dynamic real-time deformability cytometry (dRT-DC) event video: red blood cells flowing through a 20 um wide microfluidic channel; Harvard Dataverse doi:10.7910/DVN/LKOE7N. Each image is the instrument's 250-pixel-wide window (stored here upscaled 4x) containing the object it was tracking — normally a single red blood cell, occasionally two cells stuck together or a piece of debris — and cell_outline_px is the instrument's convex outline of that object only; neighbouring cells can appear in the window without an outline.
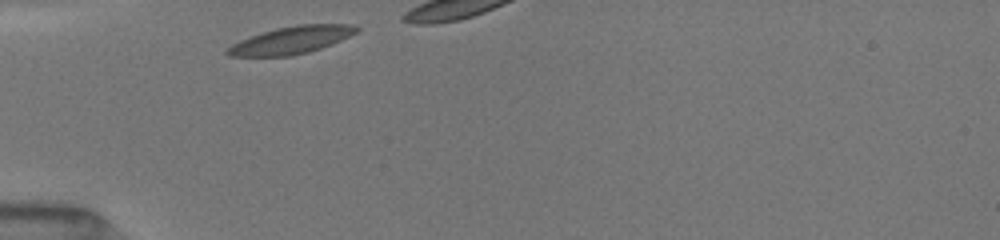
{"species": "common noctule bat (a hibernating species)", "species_latin": "Nyctalus noctula", "temperature_condition": "room temperature", "stored_images_in_passage": 2, "camera_frame_rate_fps": 3000, "um_per_image_px": 0.085, "animal": {"sex": "female", "body_mass_g": 19.5, "forearm_length_mm": 54.1}, "frame": {"image": 1, "passage_image": 1, "time_ms": 0.0, "image_size_px": [1000, 240], "cell_outline_px": [[360, 28], [356, 32], [340, 40], [320, 48], [308, 52], [292, 56], [228, 56], [224, 52], [232, 44], [240, 40], [276, 28], [300, 24], [356, 24]], "centroid_in_image_um": [24.76, 3.41], "position_along_channel_um": 60.2, "area_um2": 20.4}}